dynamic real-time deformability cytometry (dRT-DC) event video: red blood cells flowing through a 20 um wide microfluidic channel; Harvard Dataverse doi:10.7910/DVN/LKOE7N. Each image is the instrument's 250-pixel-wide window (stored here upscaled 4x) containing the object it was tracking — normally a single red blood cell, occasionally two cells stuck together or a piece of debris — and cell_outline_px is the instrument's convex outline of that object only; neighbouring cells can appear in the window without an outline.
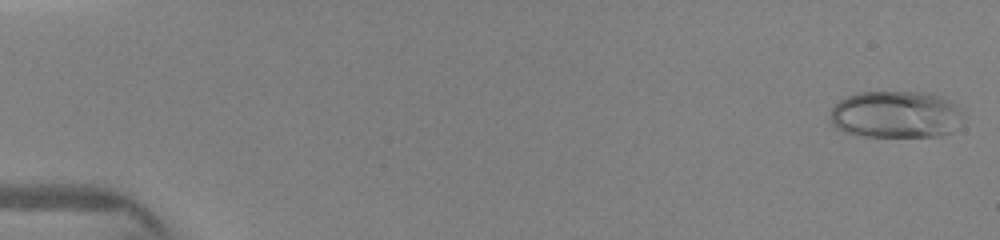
{"species": "human", "species_latin": "Homo sapiens", "temperature_condition": "warm", "stored_images_in_passage": 45, "camera_frame_rate_fps": 3000, "um_per_image_px": 0.085, "donor": {"sex": "female"}, "frame": {"image": 1, "passage_image": 1, "time_ms": 0.0, "image_size_px": [1000, 240], "cell_outline_px": [[956, 128], [952, 132], [940, 136], [856, 136], [844, 132], [836, 128], [832, 124], [828, 112], [840, 100], [848, 96], [860, 92], [916, 92], [940, 96], [956, 104]], "centroid_in_image_um": [76.02, 9.74], "position_along_channel_um": 9.0, "area_um2": 36.01}}
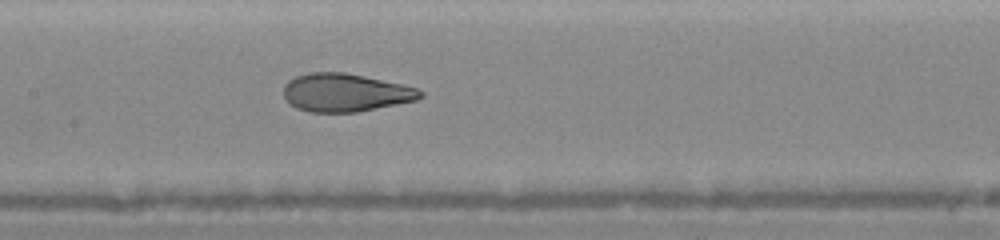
{"frame": {"image": 2, "passage_image": 23, "time_ms": 7.333, "image_size_px": [1000, 240], "cell_outline_px": [[424, 96], [416, 100], [356, 112], [308, 112], [296, 108], [284, 96], [284, 84], [288, 80], [296, 76], [308, 72], [344, 72], [364, 76], [400, 84], [416, 88], [424, 92]], "centroid_in_image_um": [29.33, 7.86], "position_along_channel_um": 178.1, "area_um2": 30.17}}
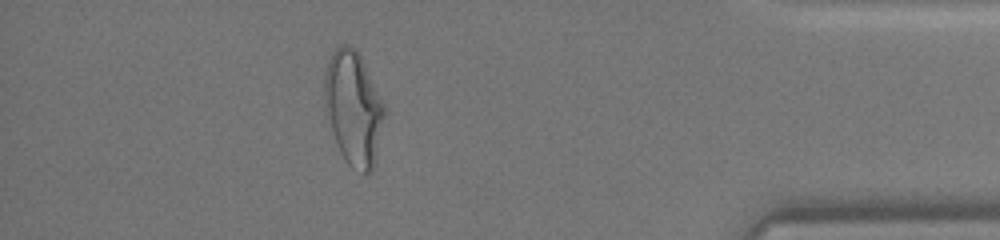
{"frame": {"image": 3, "passage_image": 40, "time_ms": 13.333, "image_size_px": [1000, 240], "cell_outline_px": [[384, 116], [376, 160], [372, 172], [364, 172], [352, 168], [344, 160], [336, 144], [324, 112], [324, 76], [328, 60], [336, 44], [348, 44], [356, 48], [384, 104]], "centroid_in_image_um": [30.0, 9.18], "position_along_channel_um": 405.2, "area_um2": 40.0}}